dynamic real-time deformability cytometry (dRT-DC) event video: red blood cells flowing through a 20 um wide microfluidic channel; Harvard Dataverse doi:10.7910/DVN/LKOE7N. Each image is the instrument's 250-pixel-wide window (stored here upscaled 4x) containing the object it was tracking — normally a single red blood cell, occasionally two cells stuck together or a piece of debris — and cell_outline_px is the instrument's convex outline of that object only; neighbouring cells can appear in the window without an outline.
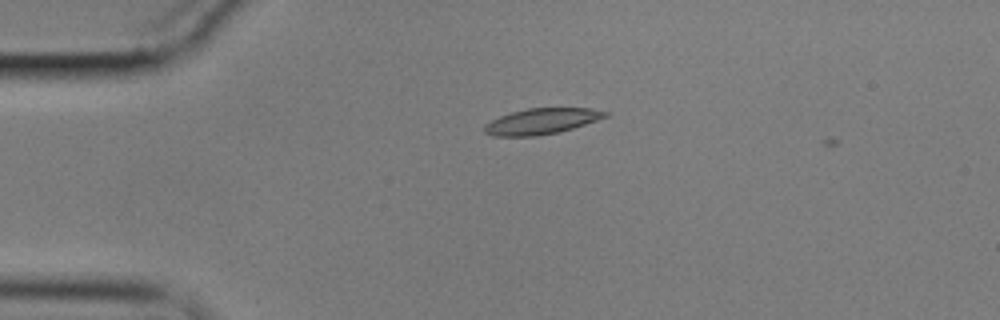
{"species": "common noctule bat (a hibernating species)", "species_latin": "Nyctalus noctula", "temperature_condition": "cold", "stored_images_in_passage": 4, "camera_frame_rate_fps": 3000, "um_per_image_px": 0.085, "animal": {"sex": "male", "body_mass_g": 17.9}, "frame": {"image": 1, "passage_image": 2, "time_ms": 0.333, "image_size_px": [1000, 320], "cell_outline_px": [[608, 116], [560, 132], [536, 136], [492, 136], [484, 132], [484, 124], [500, 116], [512, 112], [528, 108], [592, 108], [608, 112]], "centroid_in_image_um": [46.01, 10.31], "position_along_channel_um": 39.0, "area_um2": 18.09}}